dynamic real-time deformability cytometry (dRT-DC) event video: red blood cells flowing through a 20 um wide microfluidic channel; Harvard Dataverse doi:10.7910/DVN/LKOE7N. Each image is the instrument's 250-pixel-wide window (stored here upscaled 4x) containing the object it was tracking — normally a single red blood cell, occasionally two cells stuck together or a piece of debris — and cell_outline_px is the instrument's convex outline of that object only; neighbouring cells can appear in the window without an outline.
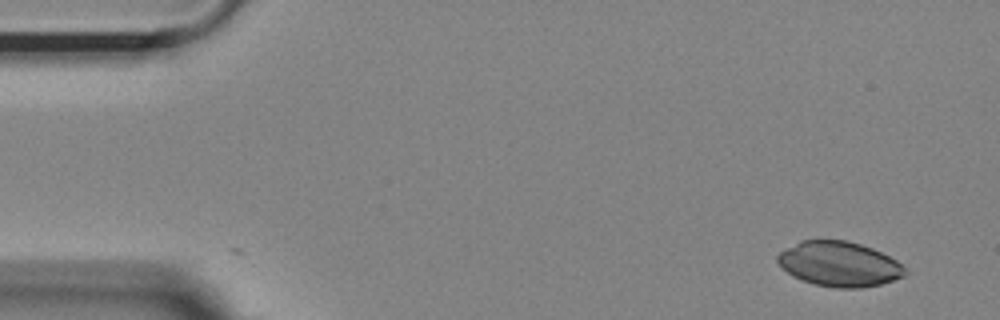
{"species": "Egyptian fruit bat (a non-hibernating species)", "species_latin": "Rousettus aegyptiacus", "temperature_condition": "room temperature", "stored_images_in_passage": 3, "camera_frame_rate_fps": 3000, "um_per_image_px": 0.085, "animal": {"sex": "female"}, "frame": {"image": 1, "passage_image": 3, "time_ms": 0.667, "image_size_px": [1000, 320], "cell_outline_px": [[908, 272], [904, 276], [880, 284], [860, 288], [836, 288], [816, 284], [792, 276], [776, 260], [776, 256], [780, 252], [800, 240], [848, 240], [872, 248], [896, 260]], "centroid_in_image_um": [71.33, 22.43], "position_along_channel_um": 13.7, "area_um2": 33.06}}